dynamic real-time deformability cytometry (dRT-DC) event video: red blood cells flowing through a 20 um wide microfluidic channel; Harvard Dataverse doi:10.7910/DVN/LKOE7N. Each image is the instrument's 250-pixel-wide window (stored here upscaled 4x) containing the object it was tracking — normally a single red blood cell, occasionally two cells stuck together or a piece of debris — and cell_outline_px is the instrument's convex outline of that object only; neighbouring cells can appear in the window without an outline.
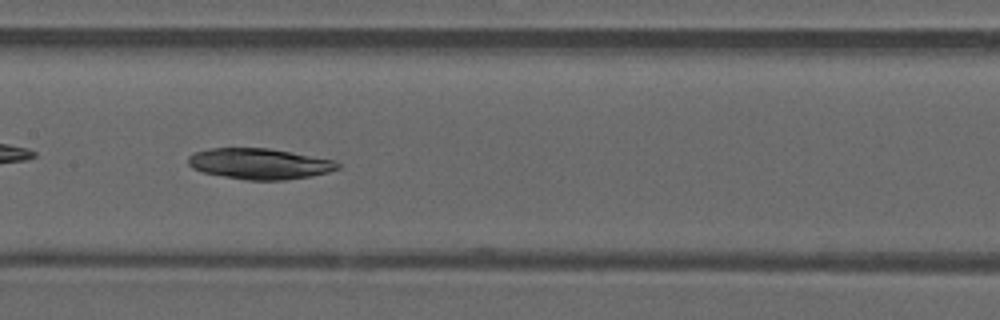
{"species": "common noctule bat (a hibernating species)", "species_latin": "Nyctalus noctula", "temperature_condition": "warm", "stored_images_in_passage": 21, "camera_frame_rate_fps": 3000, "um_per_image_px": 0.085, "animal": {"sex": "male", "forearm_length_mm": 52.5}, "frame": {"image": 1, "passage_image": 20, "time_ms": 6.333, "image_size_px": [1000, 320], "cell_outline_px": [[340, 168], [328, 172], [312, 176], [284, 180], [244, 180], [204, 172], [192, 168], [188, 164], [188, 156], [192, 152], [208, 148], [268, 148], [292, 152], [332, 160], [340, 164]], "centroid_in_image_um": [22.03, 13.91], "position_along_channel_um": 185.4, "area_um2": 26.88}}